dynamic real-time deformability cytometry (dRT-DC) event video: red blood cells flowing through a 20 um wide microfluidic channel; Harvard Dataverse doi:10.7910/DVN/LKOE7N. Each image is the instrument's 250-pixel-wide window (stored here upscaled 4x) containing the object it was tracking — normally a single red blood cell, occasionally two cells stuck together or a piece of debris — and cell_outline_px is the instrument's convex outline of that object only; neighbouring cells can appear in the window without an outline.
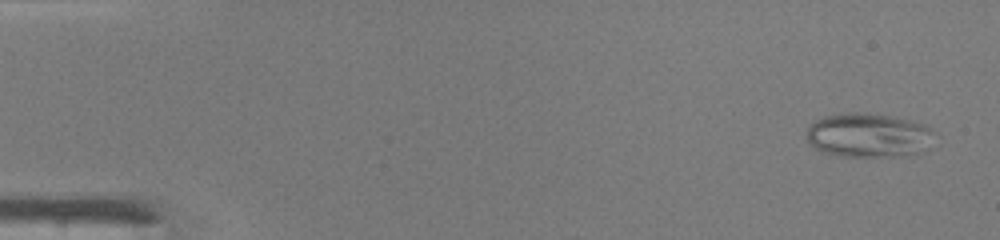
{"species": "common noctule bat (a hibernating species)", "species_latin": "Nyctalus noctula", "temperature_condition": "warm", "stored_images_in_passage": 45, "camera_frame_rate_fps": 3000, "um_per_image_px": 0.085, "animal": {"sex": "male", "body_mass_g": 19.0, "forearm_length_mm": 50.8}, "frame": {"image": 1, "passage_image": 1, "time_ms": 0.0, "image_size_px": [1000, 240], "cell_outline_px": [[932, 132], [916, 152], [908, 156], [840, 156], [824, 152], [816, 148], [808, 140], [808, 128], [816, 120], [824, 116], [840, 112], [856, 112], [888, 116], [928, 124], [932, 128]], "centroid_in_image_um": [73.73, 11.47], "position_along_channel_um": 11.3, "area_um2": 31.96}}
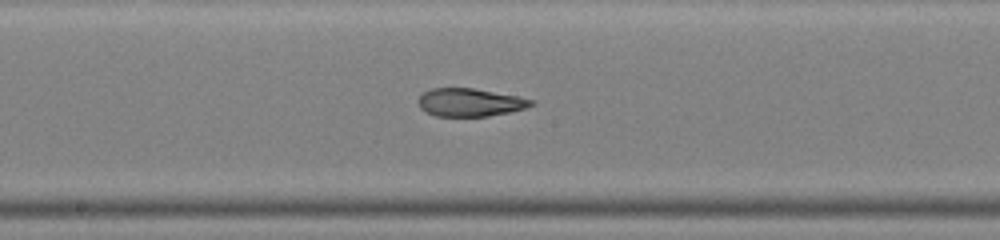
{"frame": {"image": 2, "passage_image": 24, "time_ms": 7.667, "image_size_px": [1000, 240], "cell_outline_px": [[536, 104], [524, 108], [508, 112], [488, 116], [436, 116], [420, 108], [416, 100], [424, 92], [432, 88], [472, 88], [516, 96], [536, 100]], "centroid_in_image_um": [39.94, 8.7], "position_along_channel_um": 208.3, "area_um2": 18.32}}
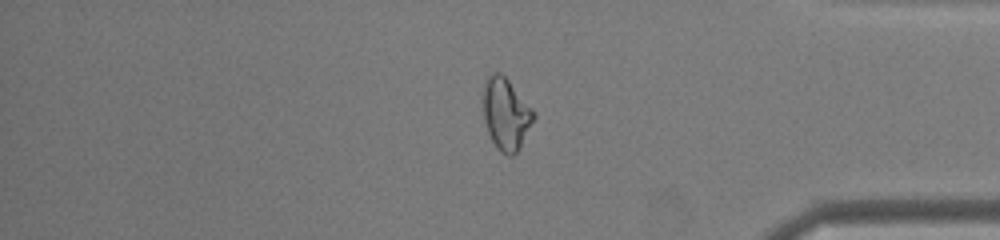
{"frame": {"image": 3, "passage_image": 38, "time_ms": 12.333, "image_size_px": [1000, 240], "cell_outline_px": [[536, 116], [516, 152], [512, 156], [508, 156], [500, 152], [496, 148], [488, 132], [484, 120], [484, 80], [492, 72], [500, 72], [508, 80], [536, 112]], "centroid_in_image_um": [43.0, 9.68], "position_along_channel_um": 392.2, "area_um2": 20.92}, "authors_computed_cell_mechanics": {"area_um2": 21.2704, "velocity_mm_per_s": 4.3552, "shape_relaxation_time_tau1_ms": null, "shape_relaxation_time_tau2_ms": 1.6817, "deformation_change_tau1": null, "deformation_change_tau2": 0.0857}}